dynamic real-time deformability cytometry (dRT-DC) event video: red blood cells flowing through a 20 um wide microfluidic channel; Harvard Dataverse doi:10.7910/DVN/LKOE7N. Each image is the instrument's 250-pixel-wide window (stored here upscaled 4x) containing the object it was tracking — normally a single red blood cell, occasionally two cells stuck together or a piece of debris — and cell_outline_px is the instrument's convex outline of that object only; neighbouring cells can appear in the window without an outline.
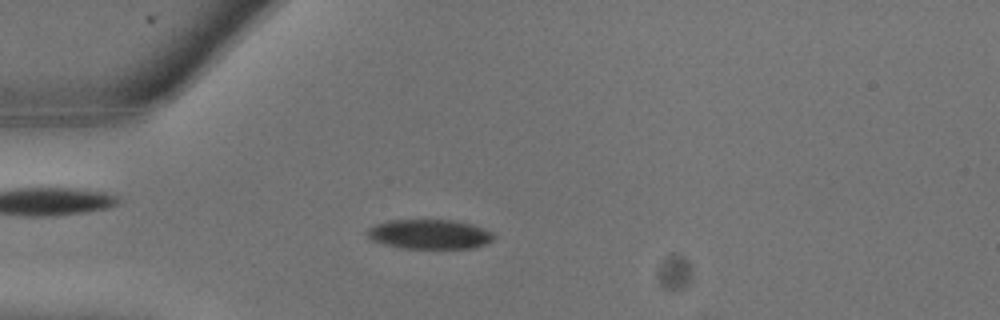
{"species": "common noctule bat (a hibernating species)", "species_latin": "Nyctalus noctula", "temperature_condition": "warm", "stored_images_in_passage": 22, "camera_frame_rate_fps": 3000, "um_per_image_px": 0.085, "animal": {"sex": "male", "body_mass_g": 13.3}, "frame": {"image": 1, "passage_image": 6, "time_ms": 1.667, "image_size_px": [1000, 320], "cell_outline_px": [[496, 236], [492, 240], [476, 248], [400, 248], [384, 244], [372, 240], [364, 232], [368, 228], [376, 224], [388, 220], [456, 220], [472, 224], [484, 228], [492, 232]], "centroid_in_image_um": [36.51, 19.9], "position_along_channel_um": 48.5, "area_um2": 21.96}}
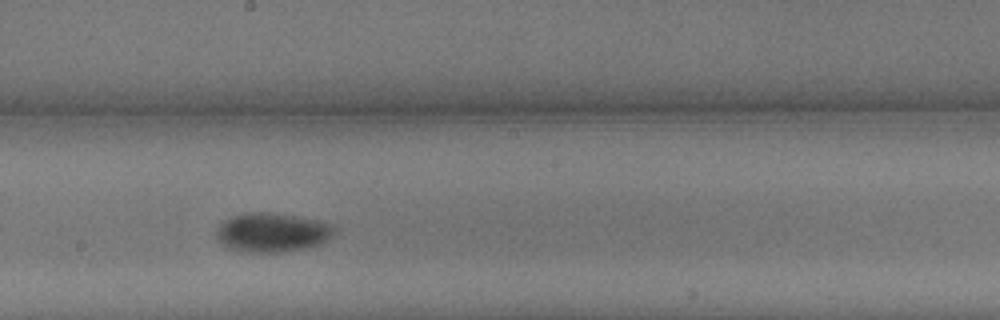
{"frame": {"image": 2, "passage_image": 13, "time_ms": 4.0, "image_size_px": [1000, 320], "cell_outline_px": [[336, 232], [332, 236], [320, 244], [304, 248], [280, 252], [260, 252], [232, 248], [224, 244], [216, 236], [216, 228], [224, 220], [232, 216], [248, 212], [268, 212], [296, 216], [316, 220], [332, 224], [336, 228]], "centroid_in_image_um": [23.17, 19.73], "position_along_channel_um": 225.0, "area_um2": 26.53}}
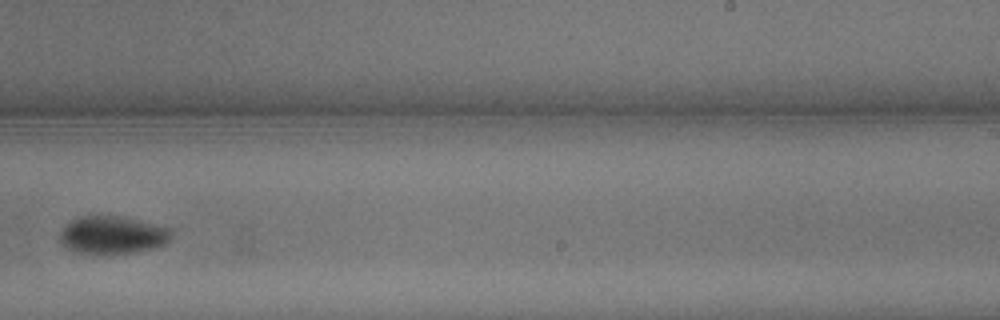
{"frame": {"image": 3, "passage_image": 15, "time_ms": 4.667, "image_size_px": [1000, 320], "cell_outline_px": [[172, 236], [164, 244], [156, 248], [136, 252], [76, 252], [68, 248], [60, 240], [60, 228], [64, 224], [80, 216], [116, 216], [140, 220], [172, 228]], "centroid_in_image_um": [9.58, 19.94], "position_along_channel_um": 279.4, "area_um2": 24.28}}